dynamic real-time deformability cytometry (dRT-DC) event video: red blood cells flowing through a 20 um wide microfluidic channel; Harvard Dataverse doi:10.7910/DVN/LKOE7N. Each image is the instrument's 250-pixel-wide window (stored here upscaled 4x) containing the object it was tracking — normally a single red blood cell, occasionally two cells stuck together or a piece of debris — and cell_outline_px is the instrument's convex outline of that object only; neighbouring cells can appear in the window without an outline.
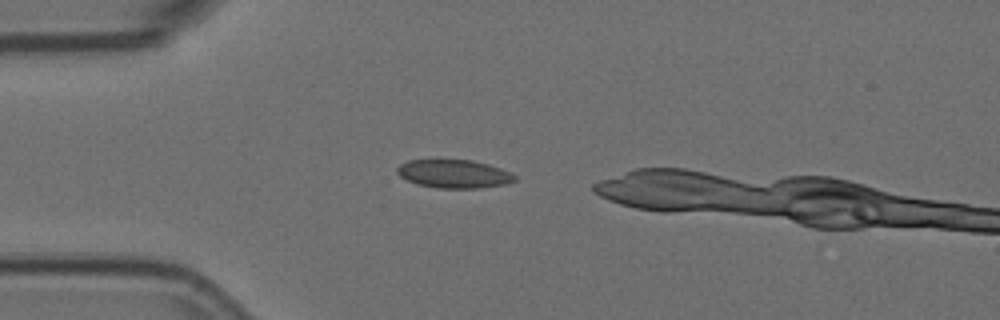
{"species": "Egyptian fruit bat (a non-hibernating species)", "species_latin": "Rousettus aegyptiacus", "temperature_condition": "room temperature", "stored_images_in_passage": 36, "camera_frame_rate_fps": 3000, "um_per_image_px": 0.085, "animal": {"sex": "female"}, "frame": {"image": 1, "passage_image": 5, "time_ms": 1.333, "image_size_px": [1000, 320], "cell_outline_px": [[516, 180], [508, 184], [480, 188], [436, 188], [416, 184], [400, 176], [396, 172], [396, 168], [400, 164], [408, 160], [472, 160], [488, 164], [500, 168], [516, 176]], "centroid_in_image_um": [38.58, 14.78], "position_along_channel_um": 46.4, "area_um2": 19.48}}
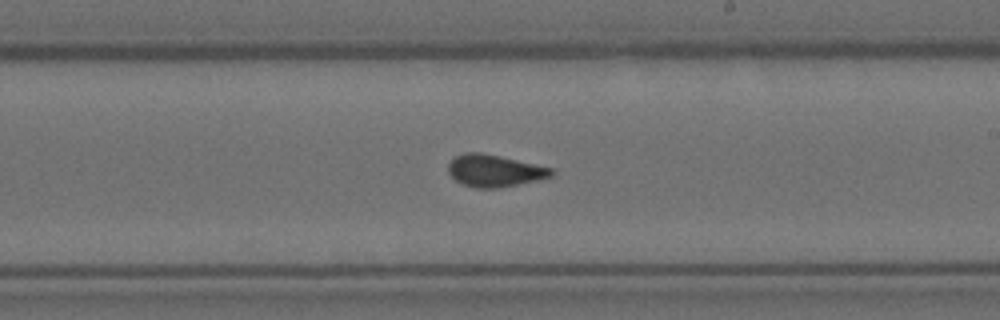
{"frame": {"image": 2, "passage_image": 23, "time_ms": 7.333, "image_size_px": [1000, 320], "cell_outline_px": [[556, 172], [552, 176], [536, 180], [500, 188], [476, 188], [464, 184], [456, 180], [448, 172], [448, 164], [456, 156], [464, 152], [480, 152], [500, 156], [552, 168]], "centroid_in_image_um": [42.03, 14.51], "position_along_channel_um": 247.0, "area_um2": 19.13}}
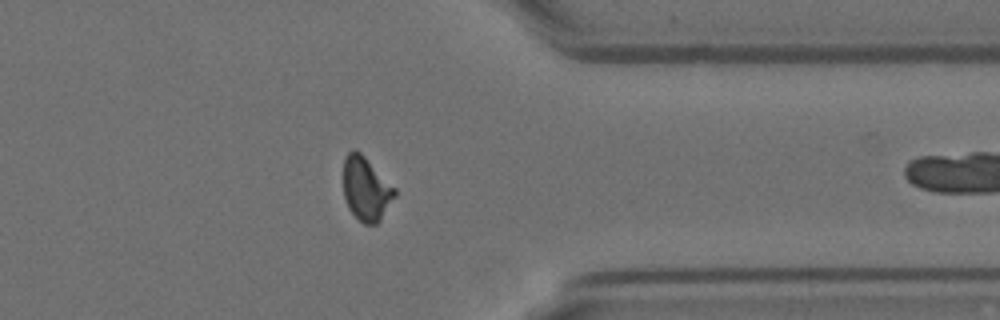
{"frame": {"image": 3, "passage_image": 35, "time_ms": 11.333, "image_size_px": [1000, 320], "cell_outline_px": [[396, 196], [380, 220], [376, 224], [364, 224], [348, 208], [344, 196], [344, 156], [352, 148], [356, 148], [396, 188]], "centroid_in_image_um": [31.12, 16.03], "position_along_channel_um": 380.3, "area_um2": 19.07}}